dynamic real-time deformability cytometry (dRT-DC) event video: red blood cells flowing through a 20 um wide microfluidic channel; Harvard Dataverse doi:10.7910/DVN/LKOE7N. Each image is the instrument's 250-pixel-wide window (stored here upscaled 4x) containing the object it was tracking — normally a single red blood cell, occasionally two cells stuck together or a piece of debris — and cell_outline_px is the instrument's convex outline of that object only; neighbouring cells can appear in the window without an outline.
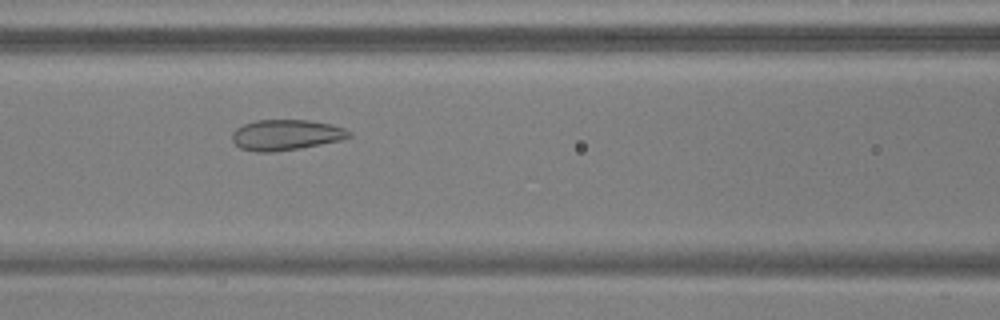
{"species": "common noctule bat (a hibernating species)", "species_latin": "Nyctalus noctula", "temperature_condition": "warm", "stored_images_in_passage": 27, "camera_frame_rate_fps": 3000, "um_per_image_px": 0.085, "animal": {"sex": "male", "body_mass_g": 17.9, "forearm_length_mm": 54.2}, "frame": {"image": 1, "passage_image": 6, "time_ms": 1.667, "image_size_px": [1000, 320], "cell_outline_px": [[352, 136], [340, 140], [300, 148], [272, 152], [256, 152], [240, 148], [232, 140], [232, 132], [236, 128], [244, 124], [256, 120], [308, 120], [332, 124], [344, 128], [352, 132]], "centroid_in_image_um": [24.31, 11.46], "position_along_channel_um": 142.3, "area_um2": 20.87}}
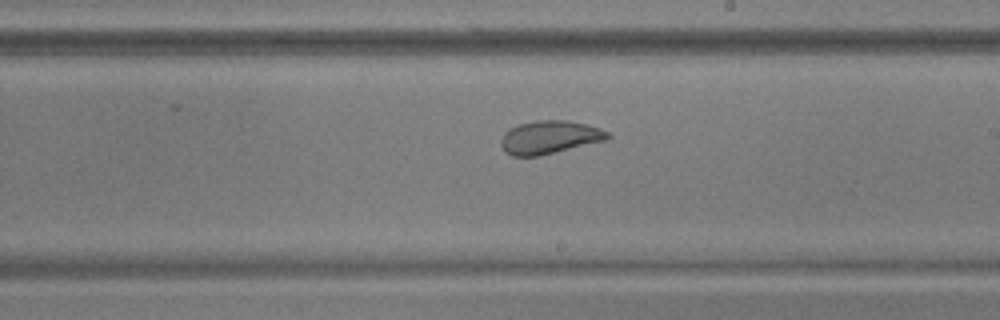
{"frame": {"image": 2, "passage_image": 14, "time_ms": 4.333, "image_size_px": [1000, 320], "cell_outline_px": [[612, 136], [608, 140], [540, 156], [512, 156], [504, 152], [500, 144], [500, 140], [504, 132], [508, 128], [520, 124], [536, 120], [568, 120], [600, 128], [608, 132]], "centroid_in_image_um": [46.7, 11.67], "position_along_channel_um": 242.3, "area_um2": 20.92}}
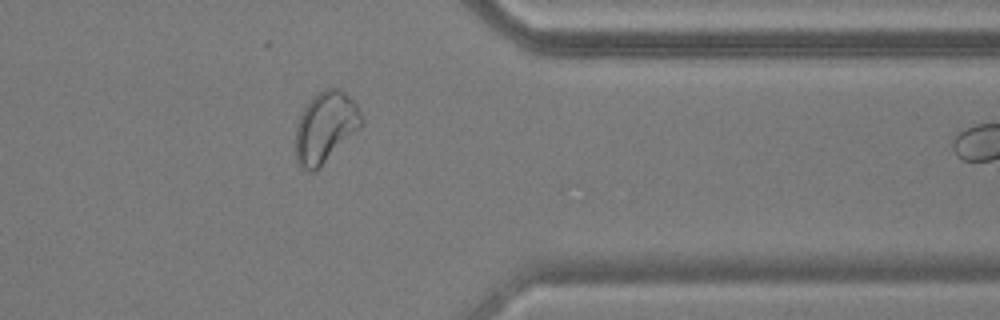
{"frame": {"image": 3, "passage_image": 26, "time_ms": 8.333, "image_size_px": [1000, 320], "cell_outline_px": [[364, 124], [360, 128], [312, 172], [308, 172], [300, 168], [296, 164], [296, 124], [304, 108], [324, 88], [336, 88], [344, 92], [356, 104], [364, 120]], "centroid_in_image_um": [27.65, 10.82], "position_along_channel_um": 383.8, "area_um2": 26.59}}